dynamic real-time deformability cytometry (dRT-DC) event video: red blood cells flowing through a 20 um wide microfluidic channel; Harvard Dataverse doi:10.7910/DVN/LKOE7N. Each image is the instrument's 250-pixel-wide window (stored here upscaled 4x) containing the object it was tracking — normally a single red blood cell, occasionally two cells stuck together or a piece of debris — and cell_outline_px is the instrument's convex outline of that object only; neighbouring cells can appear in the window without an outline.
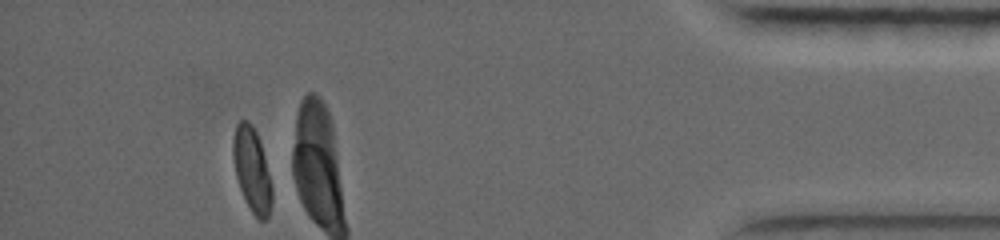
{"species": "common noctule bat (a hibernating species)", "species_latin": "Nyctalus noctula", "temperature_condition": "warm", "stored_images_in_passage": 15, "camera_frame_rate_fps": 5000, "um_per_image_px": 0.085, "animal": {"sex": "female", "body_mass_g": 19.0, "forearm_length_mm": 56.7}, "frame": {"image": 1, "passage_image": 15, "time_ms": 9.6, "image_size_px": [1000, 240], "cell_outline_px": [[272, 204], [268, 216], [264, 220], [260, 220], [252, 212], [240, 188], [236, 176], [232, 156], [232, 140], [236, 124], [240, 120], [248, 120], [252, 124], [256, 132], [264, 156], [272, 188]], "centroid_in_image_um": [21.4, 14.4], "position_along_channel_um": 413.8, "area_um2": 18.84}}